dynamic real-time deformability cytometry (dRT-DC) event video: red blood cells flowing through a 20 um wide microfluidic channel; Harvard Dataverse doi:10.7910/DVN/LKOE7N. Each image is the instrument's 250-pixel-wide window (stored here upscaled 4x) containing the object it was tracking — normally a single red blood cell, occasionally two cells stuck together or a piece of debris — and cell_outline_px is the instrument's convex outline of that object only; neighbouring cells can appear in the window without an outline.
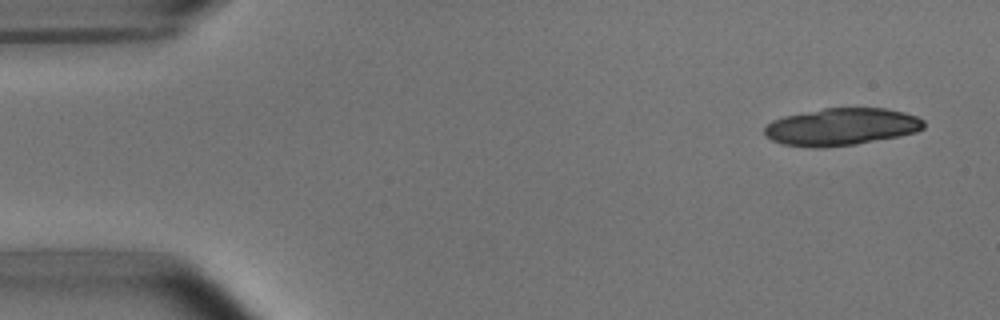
{"species": "common noctule bat (a hibernating species)", "species_latin": "Nyctalus noctula", "temperature_condition": "room temperature", "stored_images_in_passage": 6, "camera_frame_rate_fps": 3000, "um_per_image_px": 0.085, "animal": {"sex": "male", "body_mass_g": 15.6}, "frame": {"image": 1, "passage_image": 1, "time_ms": 0.0, "image_size_px": [1000, 320], "cell_outline_px": [[924, 128], [916, 132], [900, 136], [856, 144], [820, 148], [816, 148], [784, 144], [772, 140], [764, 132], [764, 128], [772, 120], [784, 116], [824, 108], [884, 108], [904, 112], [916, 116], [924, 120]], "centroid_in_image_um": [71.54, 10.78], "position_along_channel_um": 13.5, "area_um2": 34.51}}